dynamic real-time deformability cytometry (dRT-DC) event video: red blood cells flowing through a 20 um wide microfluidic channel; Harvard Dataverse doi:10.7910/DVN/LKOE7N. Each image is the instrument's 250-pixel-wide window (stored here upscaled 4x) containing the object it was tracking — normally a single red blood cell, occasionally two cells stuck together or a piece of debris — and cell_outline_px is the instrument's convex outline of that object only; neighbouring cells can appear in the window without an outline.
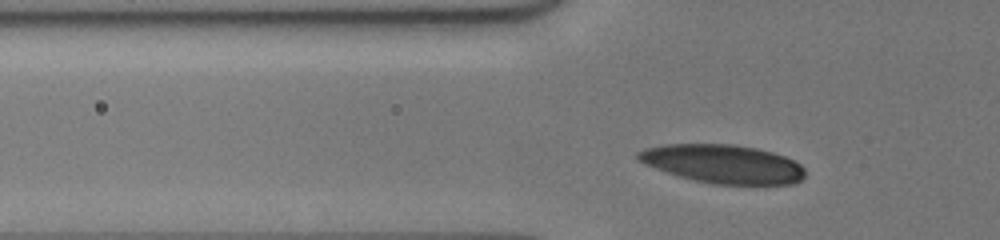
{"species": "human", "species_latin": "Homo sapiens", "temperature_condition": "cold", "stored_images_in_passage": 31, "camera_frame_rate_fps": 3000, "um_per_image_px": 0.085, "donor": {"sex": "male"}, "frame": {"image": 1, "passage_image": 6, "time_ms": 1.667, "image_size_px": [1000, 240], "cell_outline_px": [[804, 176], [800, 180], [792, 184], [712, 184], [680, 176], [644, 164], [636, 156], [636, 152], [648, 148], [664, 144], [732, 144], [756, 148], [772, 152], [784, 156], [800, 164], [804, 168]], "centroid_in_image_um": [61.46, 13.93], "position_along_channel_um": 64.3, "area_um2": 37.17}}
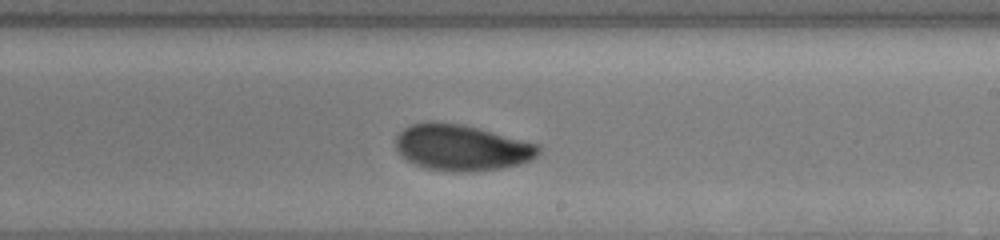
{"frame": {"image": 2, "passage_image": 20, "time_ms": 6.333, "image_size_px": [1000, 240], "cell_outline_px": [[540, 152], [532, 160], [520, 164], [504, 168], [476, 172], [452, 172], [428, 168], [416, 164], [408, 160], [396, 148], [396, 136], [404, 128], [412, 124], [428, 120], [432, 120], [464, 124], [540, 144]], "centroid_in_image_um": [39.28, 12.53], "position_along_channel_um": 249.7, "area_um2": 38.78}}
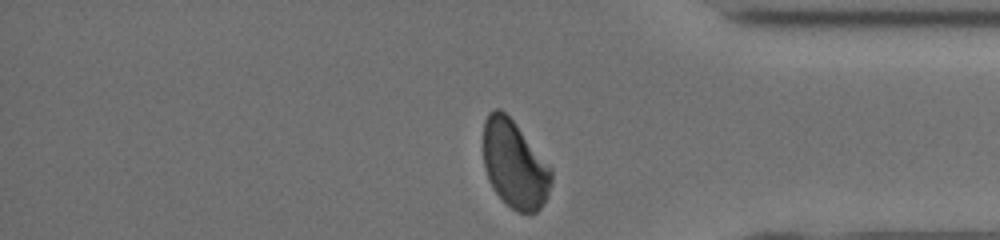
{"frame": {"image": 3, "passage_image": 31, "time_ms": 10.0, "image_size_px": [1000, 240], "cell_outline_px": [[552, 184], [540, 208], [536, 212], [516, 212], [492, 188], [488, 180], [484, 164], [484, 120], [488, 112], [496, 108], [500, 108], [512, 120], [552, 168]], "centroid_in_image_um": [43.73, 13.96], "position_along_channel_um": 391.5, "area_um2": 34.33}, "authors_computed_cell_mechanics": {"area_um2": 38.3792, "velocity_mm_per_s": 4.1406, "shape_relaxation_time_tau1_ms": 2.3682, "shape_relaxation_time_tau2_ms": 1.3286, "deformation_change_tau1": 0.112, "deformation_change_tau2": 0.0568}}